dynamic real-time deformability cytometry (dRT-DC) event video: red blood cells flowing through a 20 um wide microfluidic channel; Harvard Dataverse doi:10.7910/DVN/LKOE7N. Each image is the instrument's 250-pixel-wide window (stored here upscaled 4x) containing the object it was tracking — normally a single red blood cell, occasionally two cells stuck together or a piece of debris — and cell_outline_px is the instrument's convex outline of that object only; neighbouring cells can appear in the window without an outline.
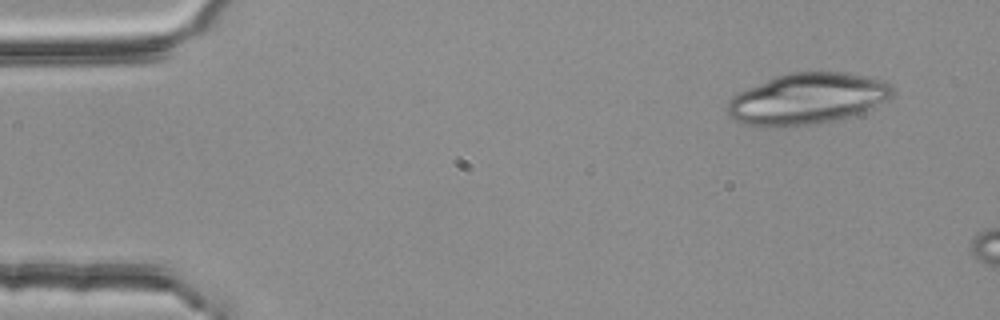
{"species": "common noctule bat (a hibernating species)", "species_latin": "Nyctalus noctula", "temperature_condition": "room temperature", "stored_images_in_passage": 3, "camera_frame_rate_fps": 3000, "um_per_image_px": 0.085, "animal": {"sex": "female", "body_mass_g": 25.1}, "frame": {"image": 1, "passage_image": 1, "time_ms": 0.0, "image_size_px": [1000, 320], "cell_outline_px": [[896, 92], [892, 96], [868, 112], [836, 120], [816, 124], [780, 128], [764, 128], [744, 124], [728, 116], [728, 100], [732, 96], [772, 76], [788, 72], [844, 72], [868, 76], [884, 80], [892, 84]], "centroid_in_image_um": [68.65, 8.41], "position_along_channel_um": 16.3, "area_um2": 50.34}}